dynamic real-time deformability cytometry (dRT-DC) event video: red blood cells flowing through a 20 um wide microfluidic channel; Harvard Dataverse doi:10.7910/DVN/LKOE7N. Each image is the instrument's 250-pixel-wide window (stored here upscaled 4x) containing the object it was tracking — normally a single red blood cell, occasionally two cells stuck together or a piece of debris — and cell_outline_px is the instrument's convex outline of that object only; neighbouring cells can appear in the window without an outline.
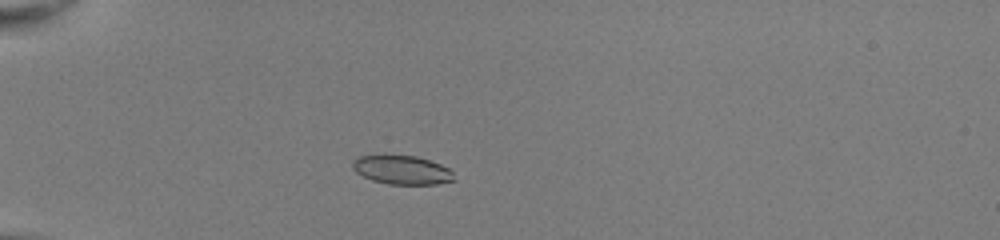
{"species": "common noctule bat (a hibernating species)", "species_latin": "Nyctalus noctula", "temperature_condition": "room temperature", "stored_images_in_passage": 37, "camera_frame_rate_fps": 3000, "um_per_image_px": 0.085, "animal": {"sex": "female", "body_mass_g": 22.0, "forearm_length_mm": 56.7}, "frame": {"image": 1, "passage_image": 2, "time_ms": 0.333, "image_size_px": [1000, 240], "cell_outline_px": [[456, 180], [436, 184], [388, 184], [372, 180], [356, 172], [352, 168], [352, 160], [360, 156], [416, 156], [440, 164], [448, 168], [452, 172]], "centroid_in_image_um": [34.17, 14.46], "position_along_channel_um": 50.8, "area_um2": 16.82}}
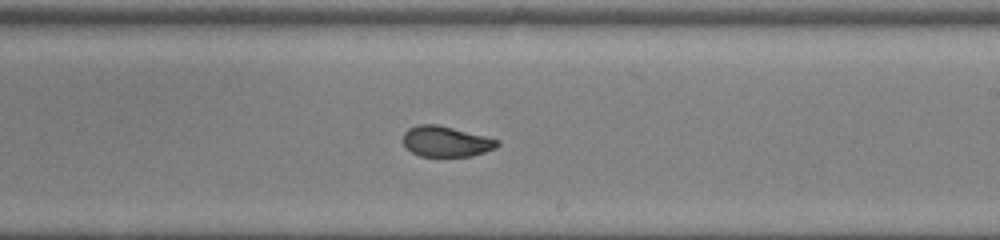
{"frame": {"image": 2, "passage_image": 19, "time_ms": 6.0, "image_size_px": [1000, 240], "cell_outline_px": [[500, 144], [496, 148], [472, 156], [420, 156], [412, 152], [404, 144], [404, 132], [408, 128], [416, 124], [436, 124], [500, 140]], "centroid_in_image_um": [37.91, 12.02], "position_along_channel_um": 251.1, "area_um2": 16.65}}
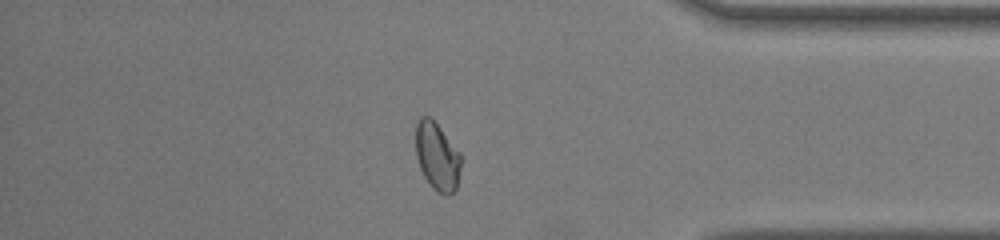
{"frame": {"image": 3, "passage_image": 31, "time_ms": 10.0, "image_size_px": [1000, 240], "cell_outline_px": [[460, 168], [456, 188], [448, 196], [436, 192], [432, 188], [424, 176], [420, 168], [416, 156], [416, 124], [420, 116], [428, 116], [440, 128], [460, 152]], "centroid_in_image_um": [37.14, 13.31], "position_along_channel_um": 398.1, "area_um2": 17.74}, "authors_computed_cell_mechanics": {"area_um2": 17.3978, "velocity_mm_per_s": 4.0417, "shape_relaxation_time_tau1_ms": 5.156, "shape_relaxation_time_tau2_ms": 0.747, "deformation_change_tau1": 0.1857, "deformation_change_tau2": 0.0588}}